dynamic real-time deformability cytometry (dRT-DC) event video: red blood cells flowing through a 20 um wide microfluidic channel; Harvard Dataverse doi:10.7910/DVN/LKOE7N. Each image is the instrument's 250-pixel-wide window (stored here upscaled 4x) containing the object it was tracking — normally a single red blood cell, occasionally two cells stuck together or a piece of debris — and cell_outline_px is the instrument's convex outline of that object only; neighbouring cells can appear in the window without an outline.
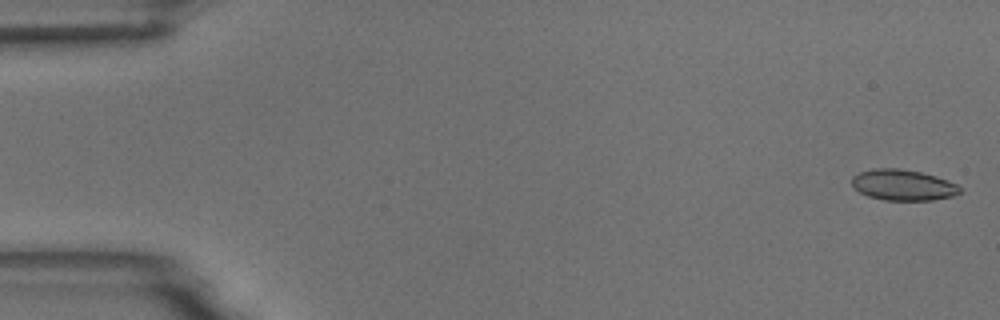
{"species": "common noctule bat (a hibernating species)", "species_latin": "Nyctalus noctula", "temperature_condition": "room temperature", "stored_images_in_passage": 5, "camera_frame_rate_fps": 3000, "um_per_image_px": 0.085, "animal": {"sex": "male", "body_mass_g": 18.8}, "frame": {"image": 1, "passage_image": 1, "time_ms": 0.0, "image_size_px": [1000, 320], "cell_outline_px": [[960, 192], [952, 196], [932, 200], [884, 200], [868, 196], [860, 192], [852, 184], [852, 176], [860, 172], [872, 168], [900, 168], [920, 172], [936, 176], [948, 180], [956, 184], [960, 188]], "centroid_in_image_um": [76.74, 15.72], "position_along_channel_um": 8.3, "area_um2": 19.36}}
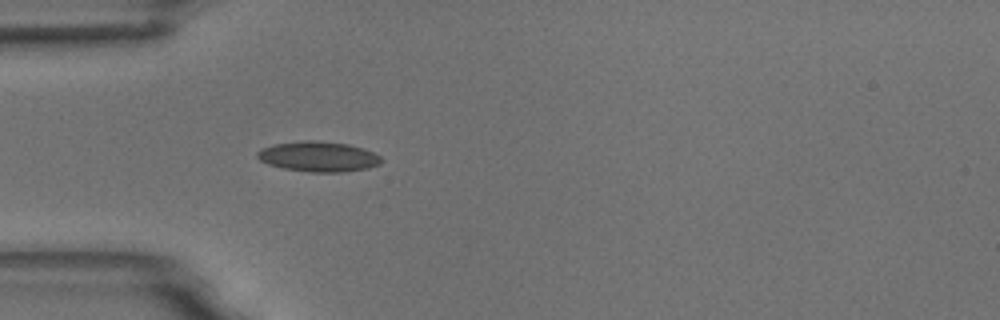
{"frame": {"image": 2, "passage_image": 5, "time_ms": 5.0, "image_size_px": [1000, 320], "cell_outline_px": [[384, 160], [380, 164], [368, 168], [344, 172], [312, 172], [284, 168], [268, 164], [260, 160], [256, 156], [256, 152], [264, 148], [276, 144], [304, 140], [312, 140], [348, 144], [364, 148], [380, 156]], "centroid_in_image_um": [27.1, 13.31], "position_along_channel_um": 57.9, "area_um2": 21.73}}